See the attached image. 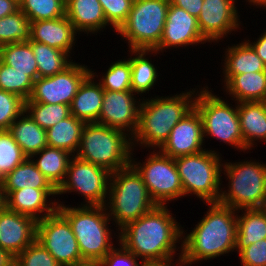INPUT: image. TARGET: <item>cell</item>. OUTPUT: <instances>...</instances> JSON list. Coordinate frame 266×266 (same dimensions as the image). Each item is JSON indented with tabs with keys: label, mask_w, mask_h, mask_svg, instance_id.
<instances>
[{
	"label": "cell",
	"mask_w": 266,
	"mask_h": 266,
	"mask_svg": "<svg viewBox=\"0 0 266 266\" xmlns=\"http://www.w3.org/2000/svg\"><path fill=\"white\" fill-rule=\"evenodd\" d=\"M235 0H203L198 26L203 38L217 41L239 27Z\"/></svg>",
	"instance_id": "ac0fdd59"
},
{
	"label": "cell",
	"mask_w": 266,
	"mask_h": 266,
	"mask_svg": "<svg viewBox=\"0 0 266 266\" xmlns=\"http://www.w3.org/2000/svg\"><path fill=\"white\" fill-rule=\"evenodd\" d=\"M226 91L239 102H266V71L235 75L227 84Z\"/></svg>",
	"instance_id": "4316f807"
},
{
	"label": "cell",
	"mask_w": 266,
	"mask_h": 266,
	"mask_svg": "<svg viewBox=\"0 0 266 266\" xmlns=\"http://www.w3.org/2000/svg\"><path fill=\"white\" fill-rule=\"evenodd\" d=\"M28 157L9 130H0V180Z\"/></svg>",
	"instance_id": "f35d334b"
},
{
	"label": "cell",
	"mask_w": 266,
	"mask_h": 266,
	"mask_svg": "<svg viewBox=\"0 0 266 266\" xmlns=\"http://www.w3.org/2000/svg\"><path fill=\"white\" fill-rule=\"evenodd\" d=\"M101 81L99 83L104 90L132 91L130 58L127 61L121 60L112 63Z\"/></svg>",
	"instance_id": "ab89813d"
},
{
	"label": "cell",
	"mask_w": 266,
	"mask_h": 266,
	"mask_svg": "<svg viewBox=\"0 0 266 266\" xmlns=\"http://www.w3.org/2000/svg\"><path fill=\"white\" fill-rule=\"evenodd\" d=\"M37 220L5 207L0 211V248L13 258L36 240Z\"/></svg>",
	"instance_id": "e0dca14e"
},
{
	"label": "cell",
	"mask_w": 266,
	"mask_h": 266,
	"mask_svg": "<svg viewBox=\"0 0 266 266\" xmlns=\"http://www.w3.org/2000/svg\"><path fill=\"white\" fill-rule=\"evenodd\" d=\"M223 166L230 186L218 202L236 210L260 209L266 196V165L246 161Z\"/></svg>",
	"instance_id": "ba28073f"
},
{
	"label": "cell",
	"mask_w": 266,
	"mask_h": 266,
	"mask_svg": "<svg viewBox=\"0 0 266 266\" xmlns=\"http://www.w3.org/2000/svg\"><path fill=\"white\" fill-rule=\"evenodd\" d=\"M203 88L195 98L194 107L201 115L203 135H211L217 140L246 150L243 142L240 119L236 109Z\"/></svg>",
	"instance_id": "30bf717a"
},
{
	"label": "cell",
	"mask_w": 266,
	"mask_h": 266,
	"mask_svg": "<svg viewBox=\"0 0 266 266\" xmlns=\"http://www.w3.org/2000/svg\"><path fill=\"white\" fill-rule=\"evenodd\" d=\"M18 10L19 3L16 0H0V19Z\"/></svg>",
	"instance_id": "7dc6e473"
},
{
	"label": "cell",
	"mask_w": 266,
	"mask_h": 266,
	"mask_svg": "<svg viewBox=\"0 0 266 266\" xmlns=\"http://www.w3.org/2000/svg\"><path fill=\"white\" fill-rule=\"evenodd\" d=\"M248 1L251 3H254L253 5L256 4V6L257 5H260V6L263 5V7L266 6V0H248Z\"/></svg>",
	"instance_id": "f5cc1de1"
},
{
	"label": "cell",
	"mask_w": 266,
	"mask_h": 266,
	"mask_svg": "<svg viewBox=\"0 0 266 266\" xmlns=\"http://www.w3.org/2000/svg\"><path fill=\"white\" fill-rule=\"evenodd\" d=\"M192 94L193 91H190L176 94L175 97H157L140 103L139 125L134 136H131L132 140L140 141L146 147L160 148L172 128L194 108Z\"/></svg>",
	"instance_id": "3957f363"
},
{
	"label": "cell",
	"mask_w": 266,
	"mask_h": 266,
	"mask_svg": "<svg viewBox=\"0 0 266 266\" xmlns=\"http://www.w3.org/2000/svg\"><path fill=\"white\" fill-rule=\"evenodd\" d=\"M65 5V16L77 32L94 33L108 24L99 0H66Z\"/></svg>",
	"instance_id": "603a6c76"
},
{
	"label": "cell",
	"mask_w": 266,
	"mask_h": 266,
	"mask_svg": "<svg viewBox=\"0 0 266 266\" xmlns=\"http://www.w3.org/2000/svg\"><path fill=\"white\" fill-rule=\"evenodd\" d=\"M207 205H210L207 215L181 244L180 266L209 260L236 249L237 210L220 202H210Z\"/></svg>",
	"instance_id": "7a4b0ae2"
},
{
	"label": "cell",
	"mask_w": 266,
	"mask_h": 266,
	"mask_svg": "<svg viewBox=\"0 0 266 266\" xmlns=\"http://www.w3.org/2000/svg\"><path fill=\"white\" fill-rule=\"evenodd\" d=\"M171 215L166 206L156 205L151 211L119 229V243L137 258L141 257L143 263L172 260L175 243L184 231L180 230L178 222Z\"/></svg>",
	"instance_id": "6da1fadb"
},
{
	"label": "cell",
	"mask_w": 266,
	"mask_h": 266,
	"mask_svg": "<svg viewBox=\"0 0 266 266\" xmlns=\"http://www.w3.org/2000/svg\"><path fill=\"white\" fill-rule=\"evenodd\" d=\"M0 61L21 73H25L33 81L38 78V66L30 41L2 45Z\"/></svg>",
	"instance_id": "1f68e13d"
},
{
	"label": "cell",
	"mask_w": 266,
	"mask_h": 266,
	"mask_svg": "<svg viewBox=\"0 0 266 266\" xmlns=\"http://www.w3.org/2000/svg\"><path fill=\"white\" fill-rule=\"evenodd\" d=\"M169 4L186 10L190 15L198 18L203 0H169Z\"/></svg>",
	"instance_id": "bcb514c9"
},
{
	"label": "cell",
	"mask_w": 266,
	"mask_h": 266,
	"mask_svg": "<svg viewBox=\"0 0 266 266\" xmlns=\"http://www.w3.org/2000/svg\"><path fill=\"white\" fill-rule=\"evenodd\" d=\"M70 154L65 150L46 146L30 158L40 155L39 160H32V162L51 185L58 190L66 178L68 165L71 160Z\"/></svg>",
	"instance_id": "83f0119b"
},
{
	"label": "cell",
	"mask_w": 266,
	"mask_h": 266,
	"mask_svg": "<svg viewBox=\"0 0 266 266\" xmlns=\"http://www.w3.org/2000/svg\"><path fill=\"white\" fill-rule=\"evenodd\" d=\"M120 247V249L113 247L96 266H139L136 262L137 256L123 245Z\"/></svg>",
	"instance_id": "f6af8a7d"
},
{
	"label": "cell",
	"mask_w": 266,
	"mask_h": 266,
	"mask_svg": "<svg viewBox=\"0 0 266 266\" xmlns=\"http://www.w3.org/2000/svg\"><path fill=\"white\" fill-rule=\"evenodd\" d=\"M50 195H58L57 190L35 189L30 187L14 190L6 197V207L11 211L28 215L38 221L46 216L52 215L57 210L58 205L56 203L52 202V207L46 203ZM44 211L46 213L43 216L38 215Z\"/></svg>",
	"instance_id": "44dd1931"
},
{
	"label": "cell",
	"mask_w": 266,
	"mask_h": 266,
	"mask_svg": "<svg viewBox=\"0 0 266 266\" xmlns=\"http://www.w3.org/2000/svg\"><path fill=\"white\" fill-rule=\"evenodd\" d=\"M31 39V21L19 9L0 19V45L28 42Z\"/></svg>",
	"instance_id": "e575fe53"
},
{
	"label": "cell",
	"mask_w": 266,
	"mask_h": 266,
	"mask_svg": "<svg viewBox=\"0 0 266 266\" xmlns=\"http://www.w3.org/2000/svg\"><path fill=\"white\" fill-rule=\"evenodd\" d=\"M25 112V100L0 89V130H9L11 124Z\"/></svg>",
	"instance_id": "60d3db41"
},
{
	"label": "cell",
	"mask_w": 266,
	"mask_h": 266,
	"mask_svg": "<svg viewBox=\"0 0 266 266\" xmlns=\"http://www.w3.org/2000/svg\"><path fill=\"white\" fill-rule=\"evenodd\" d=\"M22 115L11 124L9 131L23 153L30 158L48 146L47 134L29 115L25 117V112Z\"/></svg>",
	"instance_id": "484cf974"
},
{
	"label": "cell",
	"mask_w": 266,
	"mask_h": 266,
	"mask_svg": "<svg viewBox=\"0 0 266 266\" xmlns=\"http://www.w3.org/2000/svg\"><path fill=\"white\" fill-rule=\"evenodd\" d=\"M14 266H61L37 240L14 258Z\"/></svg>",
	"instance_id": "b9f144b4"
},
{
	"label": "cell",
	"mask_w": 266,
	"mask_h": 266,
	"mask_svg": "<svg viewBox=\"0 0 266 266\" xmlns=\"http://www.w3.org/2000/svg\"><path fill=\"white\" fill-rule=\"evenodd\" d=\"M171 261L172 260L165 261V262H144V263L141 261V266H172ZM173 266H175V265H173Z\"/></svg>",
	"instance_id": "f907efd6"
},
{
	"label": "cell",
	"mask_w": 266,
	"mask_h": 266,
	"mask_svg": "<svg viewBox=\"0 0 266 266\" xmlns=\"http://www.w3.org/2000/svg\"><path fill=\"white\" fill-rule=\"evenodd\" d=\"M90 73L87 66L73 62L56 75L37 78L32 93L25 102L71 105L81 83Z\"/></svg>",
	"instance_id": "5bb4252c"
},
{
	"label": "cell",
	"mask_w": 266,
	"mask_h": 266,
	"mask_svg": "<svg viewBox=\"0 0 266 266\" xmlns=\"http://www.w3.org/2000/svg\"><path fill=\"white\" fill-rule=\"evenodd\" d=\"M125 132L97 123H86L75 157L101 166L110 173L131 164L130 138ZM131 145V146H130Z\"/></svg>",
	"instance_id": "5b68a950"
},
{
	"label": "cell",
	"mask_w": 266,
	"mask_h": 266,
	"mask_svg": "<svg viewBox=\"0 0 266 266\" xmlns=\"http://www.w3.org/2000/svg\"><path fill=\"white\" fill-rule=\"evenodd\" d=\"M76 32L66 16L33 21L31 22V39L29 41L46 44L69 54L73 43H75Z\"/></svg>",
	"instance_id": "ffe728a7"
},
{
	"label": "cell",
	"mask_w": 266,
	"mask_h": 266,
	"mask_svg": "<svg viewBox=\"0 0 266 266\" xmlns=\"http://www.w3.org/2000/svg\"><path fill=\"white\" fill-rule=\"evenodd\" d=\"M91 73L81 83L70 105V114L85 123H97L102 108L104 89L100 83L92 82Z\"/></svg>",
	"instance_id": "7402d4cb"
},
{
	"label": "cell",
	"mask_w": 266,
	"mask_h": 266,
	"mask_svg": "<svg viewBox=\"0 0 266 266\" xmlns=\"http://www.w3.org/2000/svg\"><path fill=\"white\" fill-rule=\"evenodd\" d=\"M132 54H136V57L130 58L131 64V90L132 92L146 93L149 91L157 79V71L154 65L145 58L146 53L152 52V50L136 49L131 50ZM138 55V56H137Z\"/></svg>",
	"instance_id": "836d02e7"
},
{
	"label": "cell",
	"mask_w": 266,
	"mask_h": 266,
	"mask_svg": "<svg viewBox=\"0 0 266 266\" xmlns=\"http://www.w3.org/2000/svg\"><path fill=\"white\" fill-rule=\"evenodd\" d=\"M237 111L245 148L250 149L255 139L266 141V102H239Z\"/></svg>",
	"instance_id": "cb8c5ba5"
},
{
	"label": "cell",
	"mask_w": 266,
	"mask_h": 266,
	"mask_svg": "<svg viewBox=\"0 0 266 266\" xmlns=\"http://www.w3.org/2000/svg\"><path fill=\"white\" fill-rule=\"evenodd\" d=\"M202 41L206 42L200 32L197 18L186 10L170 4L161 41L152 51L158 52L164 48L192 45Z\"/></svg>",
	"instance_id": "d6986e66"
},
{
	"label": "cell",
	"mask_w": 266,
	"mask_h": 266,
	"mask_svg": "<svg viewBox=\"0 0 266 266\" xmlns=\"http://www.w3.org/2000/svg\"><path fill=\"white\" fill-rule=\"evenodd\" d=\"M41 128L48 130L70 115V105L25 102V113Z\"/></svg>",
	"instance_id": "d590c367"
},
{
	"label": "cell",
	"mask_w": 266,
	"mask_h": 266,
	"mask_svg": "<svg viewBox=\"0 0 266 266\" xmlns=\"http://www.w3.org/2000/svg\"><path fill=\"white\" fill-rule=\"evenodd\" d=\"M5 197L12 191L23 188L55 189L37 169L30 158L15 167L1 179Z\"/></svg>",
	"instance_id": "f1b7e54d"
},
{
	"label": "cell",
	"mask_w": 266,
	"mask_h": 266,
	"mask_svg": "<svg viewBox=\"0 0 266 266\" xmlns=\"http://www.w3.org/2000/svg\"><path fill=\"white\" fill-rule=\"evenodd\" d=\"M6 207V197L3 190L2 181L0 180V211Z\"/></svg>",
	"instance_id": "816d5d0a"
},
{
	"label": "cell",
	"mask_w": 266,
	"mask_h": 266,
	"mask_svg": "<svg viewBox=\"0 0 266 266\" xmlns=\"http://www.w3.org/2000/svg\"><path fill=\"white\" fill-rule=\"evenodd\" d=\"M237 215L235 248L239 252L259 240L266 239V214L261 209H246Z\"/></svg>",
	"instance_id": "4dcf8cb0"
},
{
	"label": "cell",
	"mask_w": 266,
	"mask_h": 266,
	"mask_svg": "<svg viewBox=\"0 0 266 266\" xmlns=\"http://www.w3.org/2000/svg\"><path fill=\"white\" fill-rule=\"evenodd\" d=\"M132 91L104 90L102 108L97 124L109 126L125 132L136 133L139 125V109ZM139 105V106H138Z\"/></svg>",
	"instance_id": "9a60e30c"
},
{
	"label": "cell",
	"mask_w": 266,
	"mask_h": 266,
	"mask_svg": "<svg viewBox=\"0 0 266 266\" xmlns=\"http://www.w3.org/2000/svg\"><path fill=\"white\" fill-rule=\"evenodd\" d=\"M34 81L25 73H21L0 61V89L14 93L25 101L29 99Z\"/></svg>",
	"instance_id": "74e56055"
},
{
	"label": "cell",
	"mask_w": 266,
	"mask_h": 266,
	"mask_svg": "<svg viewBox=\"0 0 266 266\" xmlns=\"http://www.w3.org/2000/svg\"><path fill=\"white\" fill-rule=\"evenodd\" d=\"M225 58V83L227 84L235 75L249 72L266 71V65L245 41L237 46L228 47Z\"/></svg>",
	"instance_id": "d4e9b609"
},
{
	"label": "cell",
	"mask_w": 266,
	"mask_h": 266,
	"mask_svg": "<svg viewBox=\"0 0 266 266\" xmlns=\"http://www.w3.org/2000/svg\"><path fill=\"white\" fill-rule=\"evenodd\" d=\"M239 256L242 266H266V239L243 248Z\"/></svg>",
	"instance_id": "ee69618b"
},
{
	"label": "cell",
	"mask_w": 266,
	"mask_h": 266,
	"mask_svg": "<svg viewBox=\"0 0 266 266\" xmlns=\"http://www.w3.org/2000/svg\"><path fill=\"white\" fill-rule=\"evenodd\" d=\"M257 53L263 63L266 65V32H264L257 42L251 44L247 42Z\"/></svg>",
	"instance_id": "c3c4849f"
},
{
	"label": "cell",
	"mask_w": 266,
	"mask_h": 266,
	"mask_svg": "<svg viewBox=\"0 0 266 266\" xmlns=\"http://www.w3.org/2000/svg\"><path fill=\"white\" fill-rule=\"evenodd\" d=\"M139 164L141 163H132L131 159V165L141 175L148 194L156 205H165L166 201L184 197L174 158L159 151L151 154L141 166Z\"/></svg>",
	"instance_id": "7c38bea8"
},
{
	"label": "cell",
	"mask_w": 266,
	"mask_h": 266,
	"mask_svg": "<svg viewBox=\"0 0 266 266\" xmlns=\"http://www.w3.org/2000/svg\"><path fill=\"white\" fill-rule=\"evenodd\" d=\"M57 210L68 220L79 245L82 259L96 266L113 248L106 206L66 207L57 202ZM105 209V210H104ZM108 222V223H107Z\"/></svg>",
	"instance_id": "277c9868"
},
{
	"label": "cell",
	"mask_w": 266,
	"mask_h": 266,
	"mask_svg": "<svg viewBox=\"0 0 266 266\" xmlns=\"http://www.w3.org/2000/svg\"><path fill=\"white\" fill-rule=\"evenodd\" d=\"M66 0H21L19 9L33 21L57 19L65 16Z\"/></svg>",
	"instance_id": "8d00e7d4"
},
{
	"label": "cell",
	"mask_w": 266,
	"mask_h": 266,
	"mask_svg": "<svg viewBox=\"0 0 266 266\" xmlns=\"http://www.w3.org/2000/svg\"><path fill=\"white\" fill-rule=\"evenodd\" d=\"M0 266H14V258L0 248Z\"/></svg>",
	"instance_id": "681fc988"
},
{
	"label": "cell",
	"mask_w": 266,
	"mask_h": 266,
	"mask_svg": "<svg viewBox=\"0 0 266 266\" xmlns=\"http://www.w3.org/2000/svg\"><path fill=\"white\" fill-rule=\"evenodd\" d=\"M260 209L266 214V196L264 197L263 203Z\"/></svg>",
	"instance_id": "db71d44e"
},
{
	"label": "cell",
	"mask_w": 266,
	"mask_h": 266,
	"mask_svg": "<svg viewBox=\"0 0 266 266\" xmlns=\"http://www.w3.org/2000/svg\"><path fill=\"white\" fill-rule=\"evenodd\" d=\"M85 124L84 121L70 114L46 130L48 146L65 150L73 156L72 153L79 147Z\"/></svg>",
	"instance_id": "f546056e"
},
{
	"label": "cell",
	"mask_w": 266,
	"mask_h": 266,
	"mask_svg": "<svg viewBox=\"0 0 266 266\" xmlns=\"http://www.w3.org/2000/svg\"><path fill=\"white\" fill-rule=\"evenodd\" d=\"M70 160L66 179L57 190V194L78 191L90 206H106L105 198L109 189L111 173L98 165L83 161L78 157Z\"/></svg>",
	"instance_id": "4fadbf2b"
},
{
	"label": "cell",
	"mask_w": 266,
	"mask_h": 266,
	"mask_svg": "<svg viewBox=\"0 0 266 266\" xmlns=\"http://www.w3.org/2000/svg\"><path fill=\"white\" fill-rule=\"evenodd\" d=\"M169 0H134L127 20L117 30L131 50H154L160 43Z\"/></svg>",
	"instance_id": "52a82bcc"
},
{
	"label": "cell",
	"mask_w": 266,
	"mask_h": 266,
	"mask_svg": "<svg viewBox=\"0 0 266 266\" xmlns=\"http://www.w3.org/2000/svg\"><path fill=\"white\" fill-rule=\"evenodd\" d=\"M36 240L61 266H89L82 259L70 223L58 210L37 221Z\"/></svg>",
	"instance_id": "8fae6325"
},
{
	"label": "cell",
	"mask_w": 266,
	"mask_h": 266,
	"mask_svg": "<svg viewBox=\"0 0 266 266\" xmlns=\"http://www.w3.org/2000/svg\"><path fill=\"white\" fill-rule=\"evenodd\" d=\"M110 213L122 229L151 211L156 203L150 198L141 175L130 164L128 167L112 172L109 181ZM114 217H113V216Z\"/></svg>",
	"instance_id": "8992f818"
},
{
	"label": "cell",
	"mask_w": 266,
	"mask_h": 266,
	"mask_svg": "<svg viewBox=\"0 0 266 266\" xmlns=\"http://www.w3.org/2000/svg\"><path fill=\"white\" fill-rule=\"evenodd\" d=\"M134 0H99L106 21L116 32L127 20Z\"/></svg>",
	"instance_id": "7bdbcfd3"
},
{
	"label": "cell",
	"mask_w": 266,
	"mask_h": 266,
	"mask_svg": "<svg viewBox=\"0 0 266 266\" xmlns=\"http://www.w3.org/2000/svg\"><path fill=\"white\" fill-rule=\"evenodd\" d=\"M203 123L201 115L194 107L171 130L168 139L160 147L166 156L177 158L203 151Z\"/></svg>",
	"instance_id": "2e32d148"
},
{
	"label": "cell",
	"mask_w": 266,
	"mask_h": 266,
	"mask_svg": "<svg viewBox=\"0 0 266 266\" xmlns=\"http://www.w3.org/2000/svg\"><path fill=\"white\" fill-rule=\"evenodd\" d=\"M219 155L211 150L175 158L184 196L196 194L206 203L218 202L220 198L221 162Z\"/></svg>",
	"instance_id": "9c48e42d"
},
{
	"label": "cell",
	"mask_w": 266,
	"mask_h": 266,
	"mask_svg": "<svg viewBox=\"0 0 266 266\" xmlns=\"http://www.w3.org/2000/svg\"><path fill=\"white\" fill-rule=\"evenodd\" d=\"M38 66V78L49 77L64 71L73 62L68 61L69 54L46 44L30 41Z\"/></svg>",
	"instance_id": "d6a6232c"
}]
</instances>
